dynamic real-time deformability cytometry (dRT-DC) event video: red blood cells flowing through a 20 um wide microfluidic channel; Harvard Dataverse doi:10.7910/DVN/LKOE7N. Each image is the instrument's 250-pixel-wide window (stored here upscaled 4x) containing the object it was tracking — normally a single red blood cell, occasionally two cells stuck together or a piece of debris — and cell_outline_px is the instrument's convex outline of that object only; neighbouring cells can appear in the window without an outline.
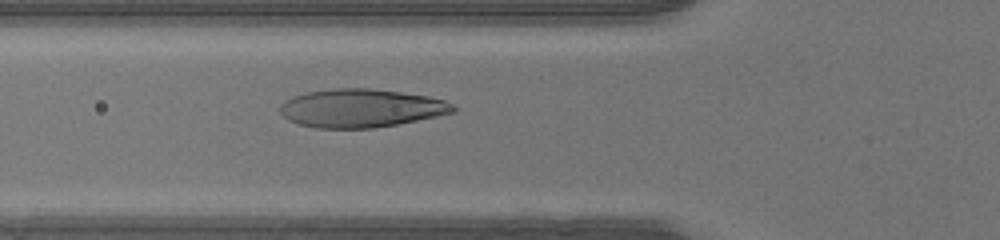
{"species": "human", "species_latin": "Homo sapiens", "temperature_condition": "warm", "stored_images_in_passage": 46, "camera_frame_rate_fps": 3000, "um_per_image_px": 0.085, "donor": {"sex": "male"}, "frame": {"image": 1, "passage_image": 16, "time_ms": 5.0, "image_size_px": [1000, 240], "cell_outline_px": [[456, 112], [396, 124], [372, 128], [316, 128], [300, 124], [288, 120], [280, 112], [280, 104], [284, 100], [292, 96], [304, 92], [332, 88], [372, 88], [428, 96], [444, 100], [452, 104], [456, 108]], "centroid_in_image_um": [30.65, 9.18], "position_along_channel_um": 95.2, "area_um2": 38.73}}
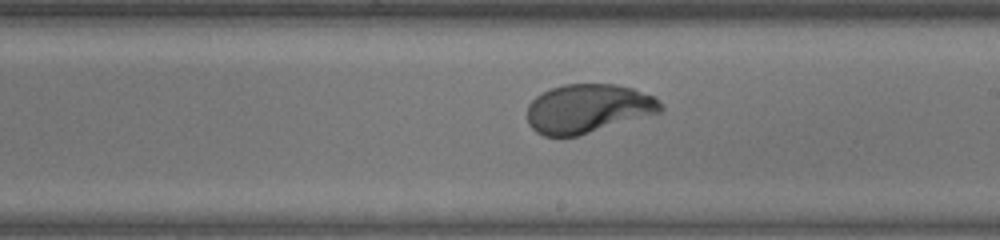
{"frame": {"image": 2, "passage_image": 26, "time_ms": 8.333, "image_size_px": [1000, 240], "cell_outline_px": [[664, 108], [660, 112], [580, 136], [544, 136], [536, 132], [528, 124], [528, 104], [536, 96], [552, 88], [564, 84], [616, 84], [632, 88], [652, 96]], "centroid_in_image_um": [49.95, 9.24], "position_along_channel_um": 239.1, "area_um2": 37.86}}
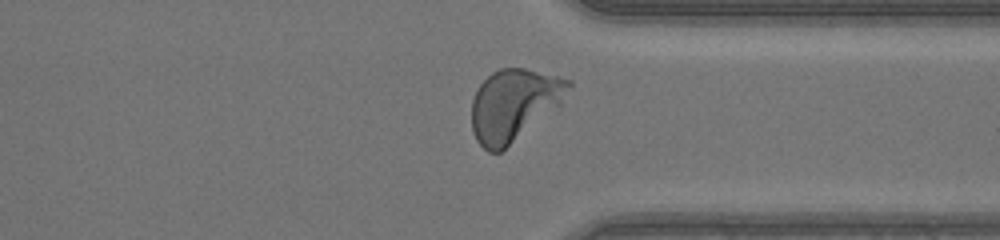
{"frame": {"image": 3, "passage_image": 35, "time_ms": 11.333, "image_size_px": [1000, 240], "cell_outline_px": [[572, 84], [560, 104], [500, 152], [488, 152], [476, 140], [472, 132], [472, 100], [480, 84], [492, 72], [500, 68], [524, 68], [572, 80]], "centroid_in_image_um": [43.65, 8.89], "position_along_channel_um": 367.7, "area_um2": 39.82}}